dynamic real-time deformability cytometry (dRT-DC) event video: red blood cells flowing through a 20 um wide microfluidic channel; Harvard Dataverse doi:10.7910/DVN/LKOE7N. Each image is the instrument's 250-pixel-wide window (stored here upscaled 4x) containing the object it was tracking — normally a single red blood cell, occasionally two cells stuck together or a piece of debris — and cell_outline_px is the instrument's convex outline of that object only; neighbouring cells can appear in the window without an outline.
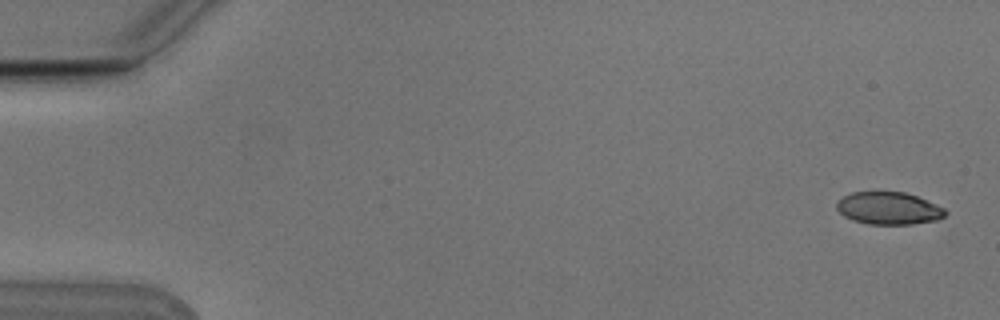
{"species": "Egyptian fruit bat (a non-hibernating species)", "species_latin": "Rousettus aegyptiacus", "temperature_condition": "cold", "stored_images_in_passage": 8, "camera_frame_rate_fps": 3000, "um_per_image_px": 0.085, "animal": {"sex": "male"}, "frame": {"image": 1, "passage_image": 1, "time_ms": 0.0, "image_size_px": [1000, 320], "cell_outline_px": [[948, 212], [944, 216], [936, 220], [912, 224], [868, 224], [852, 220], [844, 216], [836, 208], [836, 200], [852, 192], [876, 188], [904, 192], [916, 196], [944, 208]], "centroid_in_image_um": [75.47, 17.65], "position_along_channel_um": 9.5, "area_um2": 21.21}}
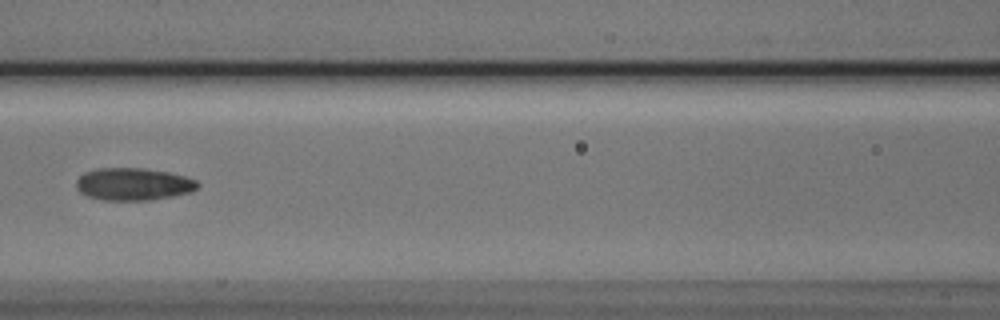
{"frame": {"image": 2, "passage_image": 7, "time_ms": 2.0, "image_size_px": [1000, 320], "cell_outline_px": [[200, 184], [192, 192], [152, 200], [104, 200], [88, 196], [80, 192], [76, 188], [76, 180], [84, 172], [96, 168], [144, 168], [168, 172], [184, 176], [196, 180]], "centroid_in_image_um": [11.33, 15.65], "position_along_channel_um": 155.3, "area_um2": 23.0}}
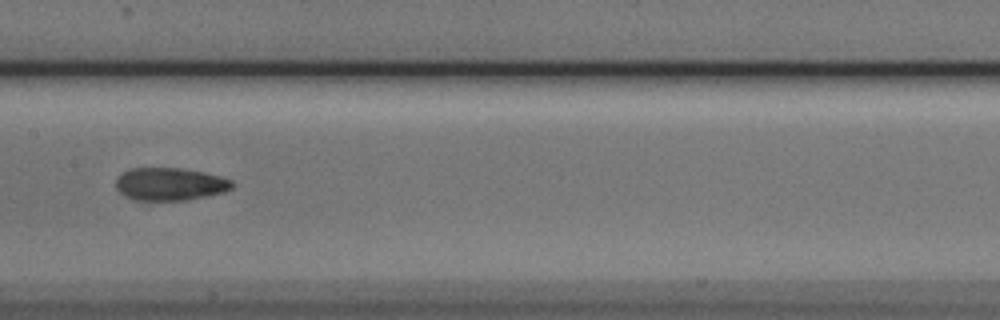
{"frame": {"image": 3, "passage_image": 8, "time_ms": 2.333, "image_size_px": [1000, 320], "cell_outline_px": [[236, 184], [232, 188], [224, 192], [188, 200], [132, 200], [124, 196], [116, 188], [116, 180], [128, 168], [180, 168], [204, 172], [220, 176], [232, 180]], "centroid_in_image_um": [14.47, 15.65], "position_along_channel_um": 192.9, "area_um2": 22.31}}